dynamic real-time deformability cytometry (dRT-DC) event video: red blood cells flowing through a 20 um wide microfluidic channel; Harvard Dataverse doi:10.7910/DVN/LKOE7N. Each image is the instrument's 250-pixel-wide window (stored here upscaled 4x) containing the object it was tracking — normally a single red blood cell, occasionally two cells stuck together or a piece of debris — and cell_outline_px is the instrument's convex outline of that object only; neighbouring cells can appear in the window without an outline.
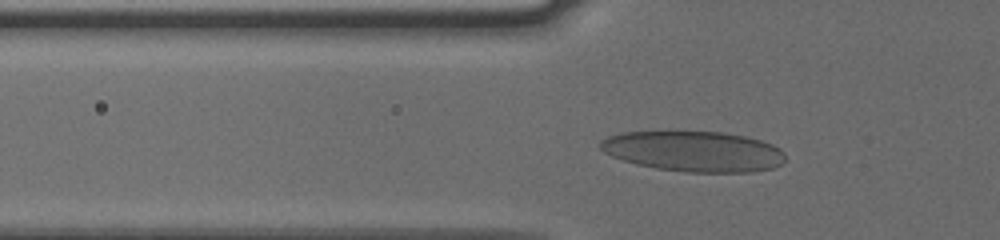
{"species": "human", "species_latin": "Homo sapiens", "temperature_condition": "cold", "stored_images_in_passage": 32, "camera_frame_rate_fps": 3000, "um_per_image_px": 0.085, "donor": {"sex": "male"}, "frame": {"image": 1, "passage_image": 3, "time_ms": 0.667, "image_size_px": [1000, 240], "cell_outline_px": [[784, 160], [780, 164], [772, 168], [752, 172], [684, 172], [656, 168], [636, 164], [612, 156], [604, 152], [600, 148], [600, 140], [608, 136], [624, 132], [720, 132], [744, 136], [760, 140], [772, 144], [780, 148], [784, 152]], "centroid_in_image_um": [58.97, 12.87], "position_along_channel_um": 66.8, "area_um2": 43.41}}
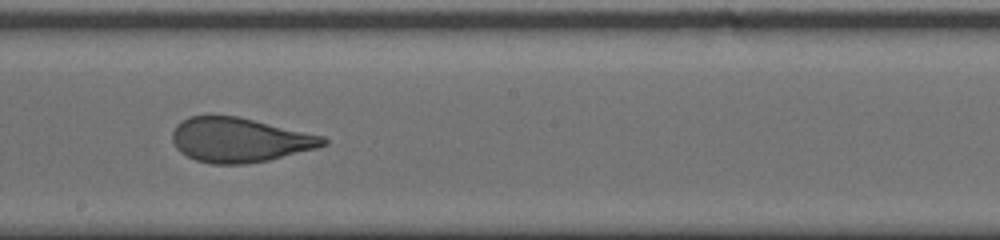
{"frame": {"image": 2, "passage_image": 16, "time_ms": 5.0, "image_size_px": [1000, 240], "cell_outline_px": [[328, 144], [316, 148], [268, 160], [244, 164], [212, 164], [196, 160], [180, 152], [176, 148], [172, 140], [172, 132], [176, 124], [188, 116], [236, 116], [324, 136], [328, 140]], "centroid_in_image_um": [20.34, 11.9], "position_along_channel_um": 227.9, "area_um2": 38.9}}
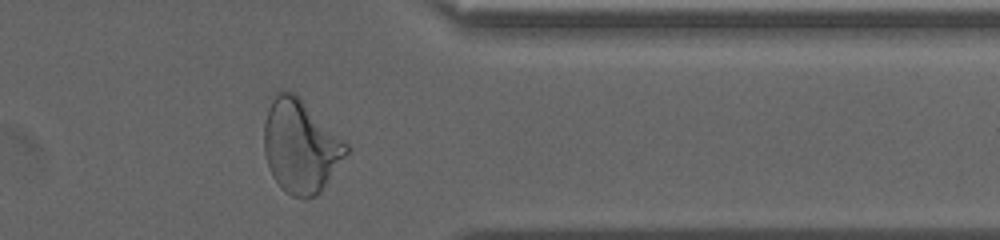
{"frame": {"image": 3, "passage_image": 29, "time_ms": 9.333, "image_size_px": [1000, 240], "cell_outline_px": [[352, 148], [320, 192], [316, 196], [304, 200], [292, 196], [284, 192], [280, 188], [272, 176], [264, 152], [264, 124], [268, 108], [276, 92], [292, 92], [348, 144]], "centroid_in_image_um": [25.54, 12.5], "position_along_channel_um": 385.9, "area_um2": 44.22}, "authors_computed_cell_mechanics": {"area_um2": 39.8242, "velocity_mm_per_s": 3.7942, "shape_relaxation_time_tau1_ms": 6.8842, "shape_relaxation_time_tau2_ms": null, "deformation_change_tau1": 0.2018, "deformation_change_tau2": null}}